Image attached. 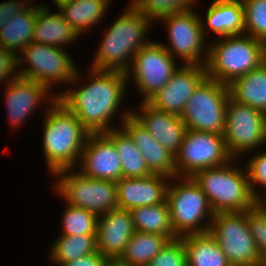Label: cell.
Listing matches in <instances>:
<instances>
[{
  "mask_svg": "<svg viewBox=\"0 0 266 266\" xmlns=\"http://www.w3.org/2000/svg\"><path fill=\"white\" fill-rule=\"evenodd\" d=\"M105 134L113 141L121 160L122 178H141L151 175L141 152L130 135L121 127Z\"/></svg>",
  "mask_w": 266,
  "mask_h": 266,
  "instance_id": "28",
  "label": "cell"
},
{
  "mask_svg": "<svg viewBox=\"0 0 266 266\" xmlns=\"http://www.w3.org/2000/svg\"><path fill=\"white\" fill-rule=\"evenodd\" d=\"M89 68L86 79L77 70L69 83L72 87L57 93V100L73 112L90 133H105L115 128L111 125L112 118L122 108L128 79L124 72Z\"/></svg>",
  "mask_w": 266,
  "mask_h": 266,
  "instance_id": "1",
  "label": "cell"
},
{
  "mask_svg": "<svg viewBox=\"0 0 266 266\" xmlns=\"http://www.w3.org/2000/svg\"><path fill=\"white\" fill-rule=\"evenodd\" d=\"M170 178L151 174L141 178H121L116 182L118 208L137 207L166 202Z\"/></svg>",
  "mask_w": 266,
  "mask_h": 266,
  "instance_id": "20",
  "label": "cell"
},
{
  "mask_svg": "<svg viewBox=\"0 0 266 266\" xmlns=\"http://www.w3.org/2000/svg\"><path fill=\"white\" fill-rule=\"evenodd\" d=\"M231 159L222 134L187 129L175 154L176 177H193L198 171L224 165Z\"/></svg>",
  "mask_w": 266,
  "mask_h": 266,
  "instance_id": "13",
  "label": "cell"
},
{
  "mask_svg": "<svg viewBox=\"0 0 266 266\" xmlns=\"http://www.w3.org/2000/svg\"><path fill=\"white\" fill-rule=\"evenodd\" d=\"M248 226L252 235L262 266H266V203H258L253 209L247 211Z\"/></svg>",
  "mask_w": 266,
  "mask_h": 266,
  "instance_id": "36",
  "label": "cell"
},
{
  "mask_svg": "<svg viewBox=\"0 0 266 266\" xmlns=\"http://www.w3.org/2000/svg\"><path fill=\"white\" fill-rule=\"evenodd\" d=\"M209 232L231 266H262L260 254L250 234L247 211L215 213Z\"/></svg>",
  "mask_w": 266,
  "mask_h": 266,
  "instance_id": "10",
  "label": "cell"
},
{
  "mask_svg": "<svg viewBox=\"0 0 266 266\" xmlns=\"http://www.w3.org/2000/svg\"><path fill=\"white\" fill-rule=\"evenodd\" d=\"M53 177L56 194L69 205L97 216L118 208L116 182L83 176L76 168L60 170Z\"/></svg>",
  "mask_w": 266,
  "mask_h": 266,
  "instance_id": "7",
  "label": "cell"
},
{
  "mask_svg": "<svg viewBox=\"0 0 266 266\" xmlns=\"http://www.w3.org/2000/svg\"><path fill=\"white\" fill-rule=\"evenodd\" d=\"M146 266H187V254L182 237L169 240Z\"/></svg>",
  "mask_w": 266,
  "mask_h": 266,
  "instance_id": "37",
  "label": "cell"
},
{
  "mask_svg": "<svg viewBox=\"0 0 266 266\" xmlns=\"http://www.w3.org/2000/svg\"><path fill=\"white\" fill-rule=\"evenodd\" d=\"M200 20L206 38L210 31L219 38L245 34L242 0H214L207 9L205 20L201 15Z\"/></svg>",
  "mask_w": 266,
  "mask_h": 266,
  "instance_id": "22",
  "label": "cell"
},
{
  "mask_svg": "<svg viewBox=\"0 0 266 266\" xmlns=\"http://www.w3.org/2000/svg\"><path fill=\"white\" fill-rule=\"evenodd\" d=\"M31 4V0H9L0 3V29L9 19L24 12Z\"/></svg>",
  "mask_w": 266,
  "mask_h": 266,
  "instance_id": "39",
  "label": "cell"
},
{
  "mask_svg": "<svg viewBox=\"0 0 266 266\" xmlns=\"http://www.w3.org/2000/svg\"><path fill=\"white\" fill-rule=\"evenodd\" d=\"M108 261V258L104 257L99 251H97L94 254L78 258L72 262L58 264L56 266H106Z\"/></svg>",
  "mask_w": 266,
  "mask_h": 266,
  "instance_id": "40",
  "label": "cell"
},
{
  "mask_svg": "<svg viewBox=\"0 0 266 266\" xmlns=\"http://www.w3.org/2000/svg\"><path fill=\"white\" fill-rule=\"evenodd\" d=\"M112 0H70L58 9L64 19L81 35L90 32L104 19ZM108 6V7H107Z\"/></svg>",
  "mask_w": 266,
  "mask_h": 266,
  "instance_id": "25",
  "label": "cell"
},
{
  "mask_svg": "<svg viewBox=\"0 0 266 266\" xmlns=\"http://www.w3.org/2000/svg\"><path fill=\"white\" fill-rule=\"evenodd\" d=\"M19 54L18 76L41 83L51 93L57 83L69 84L79 70L66 49L31 42Z\"/></svg>",
  "mask_w": 266,
  "mask_h": 266,
  "instance_id": "8",
  "label": "cell"
},
{
  "mask_svg": "<svg viewBox=\"0 0 266 266\" xmlns=\"http://www.w3.org/2000/svg\"><path fill=\"white\" fill-rule=\"evenodd\" d=\"M47 5H37V19L32 42L65 49L81 35L64 19L60 10L52 12Z\"/></svg>",
  "mask_w": 266,
  "mask_h": 266,
  "instance_id": "23",
  "label": "cell"
},
{
  "mask_svg": "<svg viewBox=\"0 0 266 266\" xmlns=\"http://www.w3.org/2000/svg\"><path fill=\"white\" fill-rule=\"evenodd\" d=\"M17 77V56L0 46V84H6Z\"/></svg>",
  "mask_w": 266,
  "mask_h": 266,
  "instance_id": "38",
  "label": "cell"
},
{
  "mask_svg": "<svg viewBox=\"0 0 266 266\" xmlns=\"http://www.w3.org/2000/svg\"><path fill=\"white\" fill-rule=\"evenodd\" d=\"M206 77L205 66L182 64L147 102L158 110L181 116L187 101Z\"/></svg>",
  "mask_w": 266,
  "mask_h": 266,
  "instance_id": "17",
  "label": "cell"
},
{
  "mask_svg": "<svg viewBox=\"0 0 266 266\" xmlns=\"http://www.w3.org/2000/svg\"><path fill=\"white\" fill-rule=\"evenodd\" d=\"M62 214V234L60 235H96L98 216L91 211L65 204Z\"/></svg>",
  "mask_w": 266,
  "mask_h": 266,
  "instance_id": "33",
  "label": "cell"
},
{
  "mask_svg": "<svg viewBox=\"0 0 266 266\" xmlns=\"http://www.w3.org/2000/svg\"><path fill=\"white\" fill-rule=\"evenodd\" d=\"M46 105L42 151L48 172L54 175L60 170L77 168L90 132L60 101Z\"/></svg>",
  "mask_w": 266,
  "mask_h": 266,
  "instance_id": "2",
  "label": "cell"
},
{
  "mask_svg": "<svg viewBox=\"0 0 266 266\" xmlns=\"http://www.w3.org/2000/svg\"><path fill=\"white\" fill-rule=\"evenodd\" d=\"M229 86L230 96L266 115V60Z\"/></svg>",
  "mask_w": 266,
  "mask_h": 266,
  "instance_id": "24",
  "label": "cell"
},
{
  "mask_svg": "<svg viewBox=\"0 0 266 266\" xmlns=\"http://www.w3.org/2000/svg\"><path fill=\"white\" fill-rule=\"evenodd\" d=\"M245 34L266 44V0H242Z\"/></svg>",
  "mask_w": 266,
  "mask_h": 266,
  "instance_id": "34",
  "label": "cell"
},
{
  "mask_svg": "<svg viewBox=\"0 0 266 266\" xmlns=\"http://www.w3.org/2000/svg\"><path fill=\"white\" fill-rule=\"evenodd\" d=\"M199 15L192 9L160 21L167 27L168 36V44H160L174 59H181L183 65L205 66L207 61L209 40L203 33Z\"/></svg>",
  "mask_w": 266,
  "mask_h": 266,
  "instance_id": "12",
  "label": "cell"
},
{
  "mask_svg": "<svg viewBox=\"0 0 266 266\" xmlns=\"http://www.w3.org/2000/svg\"><path fill=\"white\" fill-rule=\"evenodd\" d=\"M3 87H6L4 103H6L7 117L11 122L8 124L12 129H17L26 122L24 120H27L42 103L53 104L58 99L57 93H50L51 90L41 83L19 76Z\"/></svg>",
  "mask_w": 266,
  "mask_h": 266,
  "instance_id": "15",
  "label": "cell"
},
{
  "mask_svg": "<svg viewBox=\"0 0 266 266\" xmlns=\"http://www.w3.org/2000/svg\"><path fill=\"white\" fill-rule=\"evenodd\" d=\"M96 252V235H60L51 245L48 257L58 265Z\"/></svg>",
  "mask_w": 266,
  "mask_h": 266,
  "instance_id": "31",
  "label": "cell"
},
{
  "mask_svg": "<svg viewBox=\"0 0 266 266\" xmlns=\"http://www.w3.org/2000/svg\"><path fill=\"white\" fill-rule=\"evenodd\" d=\"M135 231L156 233L169 240L177 238L171 224L169 205L166 202L134 208L130 211Z\"/></svg>",
  "mask_w": 266,
  "mask_h": 266,
  "instance_id": "29",
  "label": "cell"
},
{
  "mask_svg": "<svg viewBox=\"0 0 266 266\" xmlns=\"http://www.w3.org/2000/svg\"><path fill=\"white\" fill-rule=\"evenodd\" d=\"M130 210L116 208L98 216L96 248L109 260H117L134 235Z\"/></svg>",
  "mask_w": 266,
  "mask_h": 266,
  "instance_id": "19",
  "label": "cell"
},
{
  "mask_svg": "<svg viewBox=\"0 0 266 266\" xmlns=\"http://www.w3.org/2000/svg\"><path fill=\"white\" fill-rule=\"evenodd\" d=\"M168 241L160 234L135 231L118 260L130 266H146Z\"/></svg>",
  "mask_w": 266,
  "mask_h": 266,
  "instance_id": "30",
  "label": "cell"
},
{
  "mask_svg": "<svg viewBox=\"0 0 266 266\" xmlns=\"http://www.w3.org/2000/svg\"><path fill=\"white\" fill-rule=\"evenodd\" d=\"M265 149L262 151L259 150L258 152L256 151V153L254 152L253 155L249 154L248 156L252 157H249V161L247 160L248 163L247 162L245 163L249 176L250 189L254 198L258 203H266V150Z\"/></svg>",
  "mask_w": 266,
  "mask_h": 266,
  "instance_id": "35",
  "label": "cell"
},
{
  "mask_svg": "<svg viewBox=\"0 0 266 266\" xmlns=\"http://www.w3.org/2000/svg\"><path fill=\"white\" fill-rule=\"evenodd\" d=\"M198 0H131L129 3L143 16L154 21L194 9Z\"/></svg>",
  "mask_w": 266,
  "mask_h": 266,
  "instance_id": "32",
  "label": "cell"
},
{
  "mask_svg": "<svg viewBox=\"0 0 266 266\" xmlns=\"http://www.w3.org/2000/svg\"><path fill=\"white\" fill-rule=\"evenodd\" d=\"M83 176L117 182L122 178L116 146L105 133H90L78 163Z\"/></svg>",
  "mask_w": 266,
  "mask_h": 266,
  "instance_id": "16",
  "label": "cell"
},
{
  "mask_svg": "<svg viewBox=\"0 0 266 266\" xmlns=\"http://www.w3.org/2000/svg\"><path fill=\"white\" fill-rule=\"evenodd\" d=\"M106 266H130L117 260H109Z\"/></svg>",
  "mask_w": 266,
  "mask_h": 266,
  "instance_id": "41",
  "label": "cell"
},
{
  "mask_svg": "<svg viewBox=\"0 0 266 266\" xmlns=\"http://www.w3.org/2000/svg\"><path fill=\"white\" fill-rule=\"evenodd\" d=\"M187 266H231L215 238L205 233L182 236Z\"/></svg>",
  "mask_w": 266,
  "mask_h": 266,
  "instance_id": "27",
  "label": "cell"
},
{
  "mask_svg": "<svg viewBox=\"0 0 266 266\" xmlns=\"http://www.w3.org/2000/svg\"><path fill=\"white\" fill-rule=\"evenodd\" d=\"M131 108L120 114V126L132 138L152 174L176 177L175 155L162 146L133 116Z\"/></svg>",
  "mask_w": 266,
  "mask_h": 266,
  "instance_id": "18",
  "label": "cell"
},
{
  "mask_svg": "<svg viewBox=\"0 0 266 266\" xmlns=\"http://www.w3.org/2000/svg\"><path fill=\"white\" fill-rule=\"evenodd\" d=\"M212 42V43H211ZM266 60V44L247 34L209 41L205 63L207 77L230 85Z\"/></svg>",
  "mask_w": 266,
  "mask_h": 266,
  "instance_id": "4",
  "label": "cell"
},
{
  "mask_svg": "<svg viewBox=\"0 0 266 266\" xmlns=\"http://www.w3.org/2000/svg\"><path fill=\"white\" fill-rule=\"evenodd\" d=\"M237 160L232 158L224 165L198 171L192 177L214 213L249 211L258 204L250 189L247 169L236 166Z\"/></svg>",
  "mask_w": 266,
  "mask_h": 266,
  "instance_id": "5",
  "label": "cell"
},
{
  "mask_svg": "<svg viewBox=\"0 0 266 266\" xmlns=\"http://www.w3.org/2000/svg\"><path fill=\"white\" fill-rule=\"evenodd\" d=\"M229 86L206 77L191 95L181 118L189 130L224 134Z\"/></svg>",
  "mask_w": 266,
  "mask_h": 266,
  "instance_id": "9",
  "label": "cell"
},
{
  "mask_svg": "<svg viewBox=\"0 0 266 266\" xmlns=\"http://www.w3.org/2000/svg\"><path fill=\"white\" fill-rule=\"evenodd\" d=\"M178 68L176 59L162 44L150 41L134 55L126 76L128 83L133 77L134 86L138 87L136 91L143 96L142 102H147L168 83Z\"/></svg>",
  "mask_w": 266,
  "mask_h": 266,
  "instance_id": "14",
  "label": "cell"
},
{
  "mask_svg": "<svg viewBox=\"0 0 266 266\" xmlns=\"http://www.w3.org/2000/svg\"><path fill=\"white\" fill-rule=\"evenodd\" d=\"M139 110H132V116L167 150L174 155L184 140L187 127L182 118L158 110L148 102H140Z\"/></svg>",
  "mask_w": 266,
  "mask_h": 266,
  "instance_id": "21",
  "label": "cell"
},
{
  "mask_svg": "<svg viewBox=\"0 0 266 266\" xmlns=\"http://www.w3.org/2000/svg\"><path fill=\"white\" fill-rule=\"evenodd\" d=\"M151 27L149 19L129 3L102 37L91 68L126 73L134 55L150 42L145 36Z\"/></svg>",
  "mask_w": 266,
  "mask_h": 266,
  "instance_id": "3",
  "label": "cell"
},
{
  "mask_svg": "<svg viewBox=\"0 0 266 266\" xmlns=\"http://www.w3.org/2000/svg\"><path fill=\"white\" fill-rule=\"evenodd\" d=\"M70 0H53L57 8H59L62 4L69 2Z\"/></svg>",
  "mask_w": 266,
  "mask_h": 266,
  "instance_id": "42",
  "label": "cell"
},
{
  "mask_svg": "<svg viewBox=\"0 0 266 266\" xmlns=\"http://www.w3.org/2000/svg\"><path fill=\"white\" fill-rule=\"evenodd\" d=\"M223 137L232 158L240 159L239 156L253 153L254 149L266 146V115L230 96Z\"/></svg>",
  "mask_w": 266,
  "mask_h": 266,
  "instance_id": "11",
  "label": "cell"
},
{
  "mask_svg": "<svg viewBox=\"0 0 266 266\" xmlns=\"http://www.w3.org/2000/svg\"><path fill=\"white\" fill-rule=\"evenodd\" d=\"M37 19V4L9 19L0 29V46L16 56L32 42Z\"/></svg>",
  "mask_w": 266,
  "mask_h": 266,
  "instance_id": "26",
  "label": "cell"
},
{
  "mask_svg": "<svg viewBox=\"0 0 266 266\" xmlns=\"http://www.w3.org/2000/svg\"><path fill=\"white\" fill-rule=\"evenodd\" d=\"M166 201L177 237L209 231L215 213L192 177L170 178Z\"/></svg>",
  "mask_w": 266,
  "mask_h": 266,
  "instance_id": "6",
  "label": "cell"
}]
</instances>
